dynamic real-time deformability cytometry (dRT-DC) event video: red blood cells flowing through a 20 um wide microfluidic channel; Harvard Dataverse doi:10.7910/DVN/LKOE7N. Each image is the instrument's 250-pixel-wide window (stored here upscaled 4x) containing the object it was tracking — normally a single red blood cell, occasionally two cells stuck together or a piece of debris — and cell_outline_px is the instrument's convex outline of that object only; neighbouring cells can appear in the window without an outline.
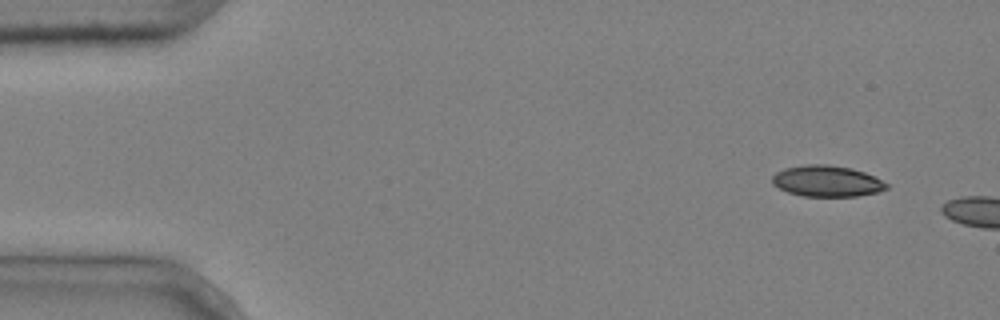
{"species": "common noctule bat (a hibernating species)", "species_latin": "Nyctalus noctula", "temperature_condition": "cold", "stored_images_in_passage": 2, "camera_frame_rate_fps": 3000, "um_per_image_px": 0.085, "animal": {"sex": "male", "body_mass_g": 20.4}, "frame": {"image": 1, "passage_image": 1, "time_ms": 0.0, "image_size_px": [1000, 320], "cell_outline_px": [[888, 188], [876, 192], [856, 196], [804, 196], [788, 192], [772, 184], [772, 176], [776, 172], [784, 168], [808, 164], [828, 164], [852, 168], [864, 172], [888, 184]], "centroid_in_image_um": [70.25, 15.38], "position_along_channel_um": 14.7, "area_um2": 20.58}}